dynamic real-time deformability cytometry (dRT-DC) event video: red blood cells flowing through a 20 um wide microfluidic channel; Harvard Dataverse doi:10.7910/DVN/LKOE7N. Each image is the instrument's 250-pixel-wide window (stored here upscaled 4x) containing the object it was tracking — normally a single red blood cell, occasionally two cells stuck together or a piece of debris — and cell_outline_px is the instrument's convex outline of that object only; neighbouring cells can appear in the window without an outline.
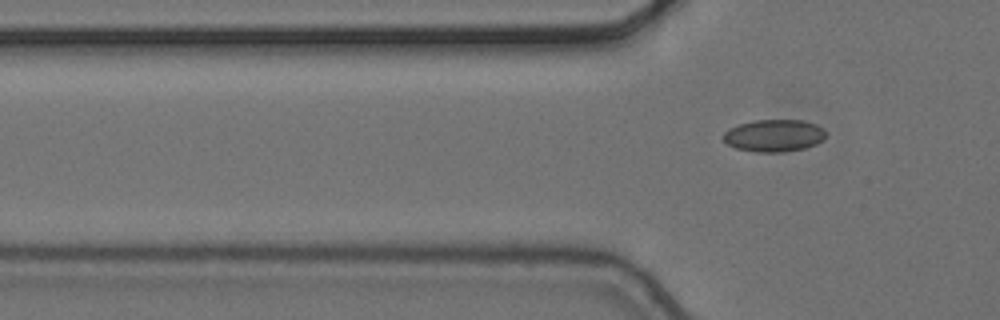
{"species": "common noctule bat (a hibernating species)", "species_latin": "Nyctalus noctula", "temperature_condition": "cold", "stored_images_in_passage": 8, "segment_of_instrument_passage": [2, 2], "camera_frame_rate_fps": 3000, "um_per_image_px": 0.085, "animal": {"sex": "female", "body_mass_g": 24.6, "forearm_length_mm": 56.2}, "frame": {"image": 1, "passage_image": 8, "time_ms": 2.333, "image_size_px": [1000, 320], "cell_outline_px": [[824, 140], [816, 144], [804, 148], [784, 152], [756, 152], [736, 148], [728, 144], [724, 140], [724, 132], [728, 128], [752, 120], [804, 120], [816, 124], [824, 128]], "centroid_in_image_um": [65.8, 11.52], "position_along_channel_um": 60.0, "area_um2": 19.31}}